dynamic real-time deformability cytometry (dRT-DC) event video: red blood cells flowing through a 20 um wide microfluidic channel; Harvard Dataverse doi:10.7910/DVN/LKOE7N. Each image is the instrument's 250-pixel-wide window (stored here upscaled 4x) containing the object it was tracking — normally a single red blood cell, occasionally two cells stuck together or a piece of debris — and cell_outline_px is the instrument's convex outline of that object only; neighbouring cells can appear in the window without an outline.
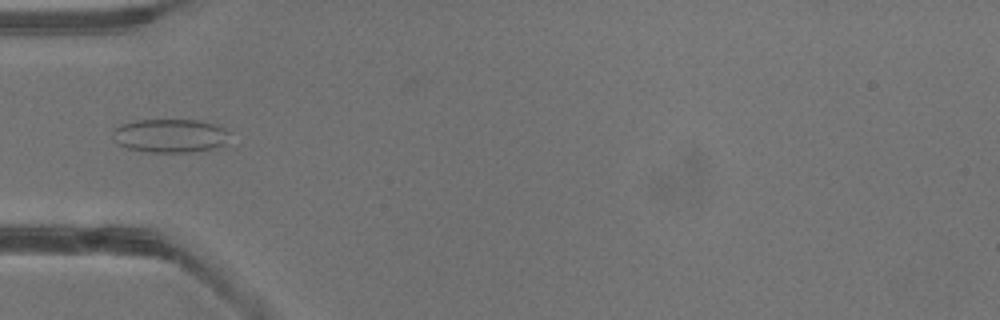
{"species": "common noctule bat (a hibernating species)", "species_latin": "Nyctalus noctula", "temperature_condition": "warm", "stored_images_in_passage": 1, "camera_frame_rate_fps": 3000, "um_per_image_px": 0.085, "animal": {"sex": "male", "body_mass_g": 13.3}, "frame": {"image": 1, "passage_image": 1, "time_ms": 0.0, "image_size_px": [1000, 320], "cell_outline_px": [[228, 132], [224, 144], [212, 148], [188, 152], [148, 152], [128, 148], [120, 144], [116, 140], [112, 132], [120, 124], [136, 120], [200, 120], [220, 124]], "centroid_in_image_um": [14.47, 11.51], "position_along_channel_um": 70.5, "area_um2": 22.72}}